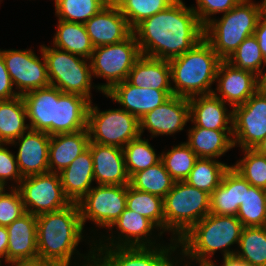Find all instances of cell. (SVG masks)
<instances>
[{
    "label": "cell",
    "mask_w": 266,
    "mask_h": 266,
    "mask_svg": "<svg viewBox=\"0 0 266 266\" xmlns=\"http://www.w3.org/2000/svg\"><path fill=\"white\" fill-rule=\"evenodd\" d=\"M133 33L141 55L169 61L191 50L204 38V26L191 7L176 0L139 23Z\"/></svg>",
    "instance_id": "obj_1"
},
{
    "label": "cell",
    "mask_w": 266,
    "mask_h": 266,
    "mask_svg": "<svg viewBox=\"0 0 266 266\" xmlns=\"http://www.w3.org/2000/svg\"><path fill=\"white\" fill-rule=\"evenodd\" d=\"M82 231L83 225L77 203L56 212L38 215L39 259L49 266H70L75 248L83 237Z\"/></svg>",
    "instance_id": "obj_2"
},
{
    "label": "cell",
    "mask_w": 266,
    "mask_h": 266,
    "mask_svg": "<svg viewBox=\"0 0 266 266\" xmlns=\"http://www.w3.org/2000/svg\"><path fill=\"white\" fill-rule=\"evenodd\" d=\"M243 230L242 223L236 216L209 213L194 224L178 241L184 257L196 260L201 265H209L215 251L222 250L223 258L232 257L235 251L229 246L239 244Z\"/></svg>",
    "instance_id": "obj_3"
},
{
    "label": "cell",
    "mask_w": 266,
    "mask_h": 266,
    "mask_svg": "<svg viewBox=\"0 0 266 266\" xmlns=\"http://www.w3.org/2000/svg\"><path fill=\"white\" fill-rule=\"evenodd\" d=\"M222 59L203 38L191 50L169 60L173 95L191 98L212 94L211 84L216 80Z\"/></svg>",
    "instance_id": "obj_4"
},
{
    "label": "cell",
    "mask_w": 266,
    "mask_h": 266,
    "mask_svg": "<svg viewBox=\"0 0 266 266\" xmlns=\"http://www.w3.org/2000/svg\"><path fill=\"white\" fill-rule=\"evenodd\" d=\"M251 1H240L220 20L210 19L204 26V39L222 60L232 55L247 37L254 35L260 6Z\"/></svg>",
    "instance_id": "obj_5"
},
{
    "label": "cell",
    "mask_w": 266,
    "mask_h": 266,
    "mask_svg": "<svg viewBox=\"0 0 266 266\" xmlns=\"http://www.w3.org/2000/svg\"><path fill=\"white\" fill-rule=\"evenodd\" d=\"M163 203L164 231H172L177 240L210 213V194L185 181H175Z\"/></svg>",
    "instance_id": "obj_6"
},
{
    "label": "cell",
    "mask_w": 266,
    "mask_h": 266,
    "mask_svg": "<svg viewBox=\"0 0 266 266\" xmlns=\"http://www.w3.org/2000/svg\"><path fill=\"white\" fill-rule=\"evenodd\" d=\"M50 84L63 93L78 94L91 102V64H87V58L71 54L67 51L50 48L41 45Z\"/></svg>",
    "instance_id": "obj_7"
},
{
    "label": "cell",
    "mask_w": 266,
    "mask_h": 266,
    "mask_svg": "<svg viewBox=\"0 0 266 266\" xmlns=\"http://www.w3.org/2000/svg\"><path fill=\"white\" fill-rule=\"evenodd\" d=\"M141 56L135 34L121 42L94 48L91 58L92 74L103 77L106 84L95 86L104 94L114 85L127 80L135 61Z\"/></svg>",
    "instance_id": "obj_8"
},
{
    "label": "cell",
    "mask_w": 266,
    "mask_h": 266,
    "mask_svg": "<svg viewBox=\"0 0 266 266\" xmlns=\"http://www.w3.org/2000/svg\"><path fill=\"white\" fill-rule=\"evenodd\" d=\"M90 102L87 129L90 142L123 148L139 137L140 122L124 109L100 111Z\"/></svg>",
    "instance_id": "obj_9"
},
{
    "label": "cell",
    "mask_w": 266,
    "mask_h": 266,
    "mask_svg": "<svg viewBox=\"0 0 266 266\" xmlns=\"http://www.w3.org/2000/svg\"><path fill=\"white\" fill-rule=\"evenodd\" d=\"M17 189L26 212L35 216L56 212L72 204L64 193L58 173L24 177Z\"/></svg>",
    "instance_id": "obj_10"
},
{
    "label": "cell",
    "mask_w": 266,
    "mask_h": 266,
    "mask_svg": "<svg viewBox=\"0 0 266 266\" xmlns=\"http://www.w3.org/2000/svg\"><path fill=\"white\" fill-rule=\"evenodd\" d=\"M232 138L243 149H252L266 137V91L258 89L244 104L232 108Z\"/></svg>",
    "instance_id": "obj_11"
},
{
    "label": "cell",
    "mask_w": 266,
    "mask_h": 266,
    "mask_svg": "<svg viewBox=\"0 0 266 266\" xmlns=\"http://www.w3.org/2000/svg\"><path fill=\"white\" fill-rule=\"evenodd\" d=\"M127 186L98 185L77 203L81 222L87 219L101 227L109 228L126 208Z\"/></svg>",
    "instance_id": "obj_12"
},
{
    "label": "cell",
    "mask_w": 266,
    "mask_h": 266,
    "mask_svg": "<svg viewBox=\"0 0 266 266\" xmlns=\"http://www.w3.org/2000/svg\"><path fill=\"white\" fill-rule=\"evenodd\" d=\"M172 246L109 247L107 244L94 243V258L102 266H170L171 254L179 247L176 237ZM178 244V245H177ZM98 251V254L96 253ZM104 252V253H103ZM105 254V255H104ZM103 255V256H101ZM101 256V257H99ZM103 257V258H102Z\"/></svg>",
    "instance_id": "obj_13"
},
{
    "label": "cell",
    "mask_w": 266,
    "mask_h": 266,
    "mask_svg": "<svg viewBox=\"0 0 266 266\" xmlns=\"http://www.w3.org/2000/svg\"><path fill=\"white\" fill-rule=\"evenodd\" d=\"M1 52L13 85L19 89V95L51 85L43 54L41 62L32 50L12 49Z\"/></svg>",
    "instance_id": "obj_14"
},
{
    "label": "cell",
    "mask_w": 266,
    "mask_h": 266,
    "mask_svg": "<svg viewBox=\"0 0 266 266\" xmlns=\"http://www.w3.org/2000/svg\"><path fill=\"white\" fill-rule=\"evenodd\" d=\"M190 120L189 100L176 95L154 110L146 113L140 120V134L149 130L153 137L157 135H171L184 129Z\"/></svg>",
    "instance_id": "obj_15"
},
{
    "label": "cell",
    "mask_w": 266,
    "mask_h": 266,
    "mask_svg": "<svg viewBox=\"0 0 266 266\" xmlns=\"http://www.w3.org/2000/svg\"><path fill=\"white\" fill-rule=\"evenodd\" d=\"M218 87L216 90L221 93L213 94L223 102H227L233 108L244 104L258 89L259 77L253 72L237 69L226 60H222L216 73Z\"/></svg>",
    "instance_id": "obj_16"
},
{
    "label": "cell",
    "mask_w": 266,
    "mask_h": 266,
    "mask_svg": "<svg viewBox=\"0 0 266 266\" xmlns=\"http://www.w3.org/2000/svg\"><path fill=\"white\" fill-rule=\"evenodd\" d=\"M84 25L94 48L121 42L133 32L112 0Z\"/></svg>",
    "instance_id": "obj_17"
},
{
    "label": "cell",
    "mask_w": 266,
    "mask_h": 266,
    "mask_svg": "<svg viewBox=\"0 0 266 266\" xmlns=\"http://www.w3.org/2000/svg\"><path fill=\"white\" fill-rule=\"evenodd\" d=\"M104 95L120 103L124 107L122 109L140 120L146 113L162 105L173 96V91L139 88L125 80L114 85Z\"/></svg>",
    "instance_id": "obj_18"
},
{
    "label": "cell",
    "mask_w": 266,
    "mask_h": 266,
    "mask_svg": "<svg viewBox=\"0 0 266 266\" xmlns=\"http://www.w3.org/2000/svg\"><path fill=\"white\" fill-rule=\"evenodd\" d=\"M15 143H19L16 161L23 178L49 172L50 135L28 129L26 134H22L10 144Z\"/></svg>",
    "instance_id": "obj_19"
},
{
    "label": "cell",
    "mask_w": 266,
    "mask_h": 266,
    "mask_svg": "<svg viewBox=\"0 0 266 266\" xmlns=\"http://www.w3.org/2000/svg\"><path fill=\"white\" fill-rule=\"evenodd\" d=\"M93 157L94 180L98 185H124L130 181L123 148L89 142Z\"/></svg>",
    "instance_id": "obj_20"
},
{
    "label": "cell",
    "mask_w": 266,
    "mask_h": 266,
    "mask_svg": "<svg viewBox=\"0 0 266 266\" xmlns=\"http://www.w3.org/2000/svg\"><path fill=\"white\" fill-rule=\"evenodd\" d=\"M62 93L58 88L49 85L22 95L30 121L29 129L55 135L56 103Z\"/></svg>",
    "instance_id": "obj_21"
},
{
    "label": "cell",
    "mask_w": 266,
    "mask_h": 266,
    "mask_svg": "<svg viewBox=\"0 0 266 266\" xmlns=\"http://www.w3.org/2000/svg\"><path fill=\"white\" fill-rule=\"evenodd\" d=\"M9 235L6 262L39 259L37 216L26 212L6 227Z\"/></svg>",
    "instance_id": "obj_22"
},
{
    "label": "cell",
    "mask_w": 266,
    "mask_h": 266,
    "mask_svg": "<svg viewBox=\"0 0 266 266\" xmlns=\"http://www.w3.org/2000/svg\"><path fill=\"white\" fill-rule=\"evenodd\" d=\"M196 97L188 98L190 119L196 127L209 130H232L233 113L228 112L225 102L213 93Z\"/></svg>",
    "instance_id": "obj_23"
},
{
    "label": "cell",
    "mask_w": 266,
    "mask_h": 266,
    "mask_svg": "<svg viewBox=\"0 0 266 266\" xmlns=\"http://www.w3.org/2000/svg\"><path fill=\"white\" fill-rule=\"evenodd\" d=\"M251 185L231 166L224 173L220 185L210 195V213L236 216L244 201L245 189Z\"/></svg>",
    "instance_id": "obj_24"
},
{
    "label": "cell",
    "mask_w": 266,
    "mask_h": 266,
    "mask_svg": "<svg viewBox=\"0 0 266 266\" xmlns=\"http://www.w3.org/2000/svg\"><path fill=\"white\" fill-rule=\"evenodd\" d=\"M89 142L87 128L75 133L50 136L49 172L60 173L67 168L88 148Z\"/></svg>",
    "instance_id": "obj_25"
},
{
    "label": "cell",
    "mask_w": 266,
    "mask_h": 266,
    "mask_svg": "<svg viewBox=\"0 0 266 266\" xmlns=\"http://www.w3.org/2000/svg\"><path fill=\"white\" fill-rule=\"evenodd\" d=\"M93 157L87 148L59 174L65 195L72 203H78L90 190L94 181Z\"/></svg>",
    "instance_id": "obj_26"
},
{
    "label": "cell",
    "mask_w": 266,
    "mask_h": 266,
    "mask_svg": "<svg viewBox=\"0 0 266 266\" xmlns=\"http://www.w3.org/2000/svg\"><path fill=\"white\" fill-rule=\"evenodd\" d=\"M90 101L78 94L62 93L55 112V135L75 133L87 128Z\"/></svg>",
    "instance_id": "obj_27"
},
{
    "label": "cell",
    "mask_w": 266,
    "mask_h": 266,
    "mask_svg": "<svg viewBox=\"0 0 266 266\" xmlns=\"http://www.w3.org/2000/svg\"><path fill=\"white\" fill-rule=\"evenodd\" d=\"M113 226H116L117 229L121 232V237H118L117 242L114 240V238L111 237L106 239H110L111 242L108 244L110 247H139L154 246L156 244L155 242H151V240L147 236H151V231L153 230V228H157V226L146 217L132 210L125 208L119 218L109 227V229Z\"/></svg>",
    "instance_id": "obj_28"
},
{
    "label": "cell",
    "mask_w": 266,
    "mask_h": 266,
    "mask_svg": "<svg viewBox=\"0 0 266 266\" xmlns=\"http://www.w3.org/2000/svg\"><path fill=\"white\" fill-rule=\"evenodd\" d=\"M171 68L168 60L141 55L130 70L127 81L137 87L172 90Z\"/></svg>",
    "instance_id": "obj_29"
},
{
    "label": "cell",
    "mask_w": 266,
    "mask_h": 266,
    "mask_svg": "<svg viewBox=\"0 0 266 266\" xmlns=\"http://www.w3.org/2000/svg\"><path fill=\"white\" fill-rule=\"evenodd\" d=\"M188 133L186 143L198 158H218L234 147L232 130H209L194 125Z\"/></svg>",
    "instance_id": "obj_30"
},
{
    "label": "cell",
    "mask_w": 266,
    "mask_h": 266,
    "mask_svg": "<svg viewBox=\"0 0 266 266\" xmlns=\"http://www.w3.org/2000/svg\"><path fill=\"white\" fill-rule=\"evenodd\" d=\"M26 106L21 95L0 101V143L10 144L22 134L26 133L29 125Z\"/></svg>",
    "instance_id": "obj_31"
},
{
    "label": "cell",
    "mask_w": 266,
    "mask_h": 266,
    "mask_svg": "<svg viewBox=\"0 0 266 266\" xmlns=\"http://www.w3.org/2000/svg\"><path fill=\"white\" fill-rule=\"evenodd\" d=\"M53 44L57 49L87 59L91 58L94 50L84 24L62 20L58 21L57 32L54 35Z\"/></svg>",
    "instance_id": "obj_32"
},
{
    "label": "cell",
    "mask_w": 266,
    "mask_h": 266,
    "mask_svg": "<svg viewBox=\"0 0 266 266\" xmlns=\"http://www.w3.org/2000/svg\"><path fill=\"white\" fill-rule=\"evenodd\" d=\"M175 180L162 161L147 169L138 171L130 177L129 185L136 190L148 192L164 199L171 191Z\"/></svg>",
    "instance_id": "obj_33"
},
{
    "label": "cell",
    "mask_w": 266,
    "mask_h": 266,
    "mask_svg": "<svg viewBox=\"0 0 266 266\" xmlns=\"http://www.w3.org/2000/svg\"><path fill=\"white\" fill-rule=\"evenodd\" d=\"M240 251L235 257L249 266H266V226L243 227L239 239Z\"/></svg>",
    "instance_id": "obj_34"
},
{
    "label": "cell",
    "mask_w": 266,
    "mask_h": 266,
    "mask_svg": "<svg viewBox=\"0 0 266 266\" xmlns=\"http://www.w3.org/2000/svg\"><path fill=\"white\" fill-rule=\"evenodd\" d=\"M229 167L213 158H198L184 181L211 195L220 185L222 177Z\"/></svg>",
    "instance_id": "obj_35"
},
{
    "label": "cell",
    "mask_w": 266,
    "mask_h": 266,
    "mask_svg": "<svg viewBox=\"0 0 266 266\" xmlns=\"http://www.w3.org/2000/svg\"><path fill=\"white\" fill-rule=\"evenodd\" d=\"M126 208L146 217L164 231L163 198L136 190L128 184Z\"/></svg>",
    "instance_id": "obj_36"
},
{
    "label": "cell",
    "mask_w": 266,
    "mask_h": 266,
    "mask_svg": "<svg viewBox=\"0 0 266 266\" xmlns=\"http://www.w3.org/2000/svg\"><path fill=\"white\" fill-rule=\"evenodd\" d=\"M243 227L266 226V191L250 186L236 215Z\"/></svg>",
    "instance_id": "obj_37"
},
{
    "label": "cell",
    "mask_w": 266,
    "mask_h": 266,
    "mask_svg": "<svg viewBox=\"0 0 266 266\" xmlns=\"http://www.w3.org/2000/svg\"><path fill=\"white\" fill-rule=\"evenodd\" d=\"M111 0H55L59 20L84 24ZM78 19V20H77ZM81 19V21H79Z\"/></svg>",
    "instance_id": "obj_38"
},
{
    "label": "cell",
    "mask_w": 266,
    "mask_h": 266,
    "mask_svg": "<svg viewBox=\"0 0 266 266\" xmlns=\"http://www.w3.org/2000/svg\"><path fill=\"white\" fill-rule=\"evenodd\" d=\"M133 30L143 20L165 10L176 0H112Z\"/></svg>",
    "instance_id": "obj_39"
},
{
    "label": "cell",
    "mask_w": 266,
    "mask_h": 266,
    "mask_svg": "<svg viewBox=\"0 0 266 266\" xmlns=\"http://www.w3.org/2000/svg\"><path fill=\"white\" fill-rule=\"evenodd\" d=\"M123 151L129 177L161 161V155H156L148 140L142 139L141 135L126 144Z\"/></svg>",
    "instance_id": "obj_40"
},
{
    "label": "cell",
    "mask_w": 266,
    "mask_h": 266,
    "mask_svg": "<svg viewBox=\"0 0 266 266\" xmlns=\"http://www.w3.org/2000/svg\"><path fill=\"white\" fill-rule=\"evenodd\" d=\"M197 159V155L185 142L161 154V161L165 169L175 181H184L193 169Z\"/></svg>",
    "instance_id": "obj_41"
},
{
    "label": "cell",
    "mask_w": 266,
    "mask_h": 266,
    "mask_svg": "<svg viewBox=\"0 0 266 266\" xmlns=\"http://www.w3.org/2000/svg\"><path fill=\"white\" fill-rule=\"evenodd\" d=\"M226 61L237 69L253 72L258 77L263 74L260 67L266 63L254 35L247 37Z\"/></svg>",
    "instance_id": "obj_42"
},
{
    "label": "cell",
    "mask_w": 266,
    "mask_h": 266,
    "mask_svg": "<svg viewBox=\"0 0 266 266\" xmlns=\"http://www.w3.org/2000/svg\"><path fill=\"white\" fill-rule=\"evenodd\" d=\"M244 157L231 167L250 185L266 190V157L253 149H243Z\"/></svg>",
    "instance_id": "obj_43"
},
{
    "label": "cell",
    "mask_w": 266,
    "mask_h": 266,
    "mask_svg": "<svg viewBox=\"0 0 266 266\" xmlns=\"http://www.w3.org/2000/svg\"><path fill=\"white\" fill-rule=\"evenodd\" d=\"M25 213L24 203L16 187L11 189V193L4 191L0 195V226H9Z\"/></svg>",
    "instance_id": "obj_44"
},
{
    "label": "cell",
    "mask_w": 266,
    "mask_h": 266,
    "mask_svg": "<svg viewBox=\"0 0 266 266\" xmlns=\"http://www.w3.org/2000/svg\"><path fill=\"white\" fill-rule=\"evenodd\" d=\"M242 0H196L197 8L192 7L200 23L205 26L210 21V16L228 12Z\"/></svg>",
    "instance_id": "obj_45"
},
{
    "label": "cell",
    "mask_w": 266,
    "mask_h": 266,
    "mask_svg": "<svg viewBox=\"0 0 266 266\" xmlns=\"http://www.w3.org/2000/svg\"><path fill=\"white\" fill-rule=\"evenodd\" d=\"M3 145L5 143H0V182L6 185V179L12 178L11 180L19 185L23 177L19 171L16 156L7 148H4Z\"/></svg>",
    "instance_id": "obj_46"
},
{
    "label": "cell",
    "mask_w": 266,
    "mask_h": 266,
    "mask_svg": "<svg viewBox=\"0 0 266 266\" xmlns=\"http://www.w3.org/2000/svg\"><path fill=\"white\" fill-rule=\"evenodd\" d=\"M13 86V82L6 69V64L0 50V101L19 96L18 92L13 90Z\"/></svg>",
    "instance_id": "obj_47"
},
{
    "label": "cell",
    "mask_w": 266,
    "mask_h": 266,
    "mask_svg": "<svg viewBox=\"0 0 266 266\" xmlns=\"http://www.w3.org/2000/svg\"><path fill=\"white\" fill-rule=\"evenodd\" d=\"M254 36L257 38L260 50L266 62V19L259 17Z\"/></svg>",
    "instance_id": "obj_48"
},
{
    "label": "cell",
    "mask_w": 266,
    "mask_h": 266,
    "mask_svg": "<svg viewBox=\"0 0 266 266\" xmlns=\"http://www.w3.org/2000/svg\"><path fill=\"white\" fill-rule=\"evenodd\" d=\"M8 239L9 235L7 228L4 226H0V263H1V258H5L6 262Z\"/></svg>",
    "instance_id": "obj_49"
},
{
    "label": "cell",
    "mask_w": 266,
    "mask_h": 266,
    "mask_svg": "<svg viewBox=\"0 0 266 266\" xmlns=\"http://www.w3.org/2000/svg\"><path fill=\"white\" fill-rule=\"evenodd\" d=\"M9 263L12 264V266H49L47 263L41 261L40 259L12 261L8 262V264Z\"/></svg>",
    "instance_id": "obj_50"
},
{
    "label": "cell",
    "mask_w": 266,
    "mask_h": 266,
    "mask_svg": "<svg viewBox=\"0 0 266 266\" xmlns=\"http://www.w3.org/2000/svg\"><path fill=\"white\" fill-rule=\"evenodd\" d=\"M214 262H210L208 266H215ZM222 266H249L244 263L242 260L236 258L235 256L224 258Z\"/></svg>",
    "instance_id": "obj_51"
},
{
    "label": "cell",
    "mask_w": 266,
    "mask_h": 266,
    "mask_svg": "<svg viewBox=\"0 0 266 266\" xmlns=\"http://www.w3.org/2000/svg\"><path fill=\"white\" fill-rule=\"evenodd\" d=\"M259 155L266 157V137L261 140L255 147L252 148Z\"/></svg>",
    "instance_id": "obj_52"
},
{
    "label": "cell",
    "mask_w": 266,
    "mask_h": 266,
    "mask_svg": "<svg viewBox=\"0 0 266 266\" xmlns=\"http://www.w3.org/2000/svg\"><path fill=\"white\" fill-rule=\"evenodd\" d=\"M94 247L91 248L92 251L89 252V255L87 256V263L85 262V264L83 266H102L95 258H94Z\"/></svg>",
    "instance_id": "obj_53"
},
{
    "label": "cell",
    "mask_w": 266,
    "mask_h": 266,
    "mask_svg": "<svg viewBox=\"0 0 266 266\" xmlns=\"http://www.w3.org/2000/svg\"><path fill=\"white\" fill-rule=\"evenodd\" d=\"M259 88L266 91V72L259 77Z\"/></svg>",
    "instance_id": "obj_54"
},
{
    "label": "cell",
    "mask_w": 266,
    "mask_h": 266,
    "mask_svg": "<svg viewBox=\"0 0 266 266\" xmlns=\"http://www.w3.org/2000/svg\"><path fill=\"white\" fill-rule=\"evenodd\" d=\"M260 6V17L266 19V0L262 1Z\"/></svg>",
    "instance_id": "obj_55"
},
{
    "label": "cell",
    "mask_w": 266,
    "mask_h": 266,
    "mask_svg": "<svg viewBox=\"0 0 266 266\" xmlns=\"http://www.w3.org/2000/svg\"><path fill=\"white\" fill-rule=\"evenodd\" d=\"M4 186L5 185L2 182H0V195L5 191V187Z\"/></svg>",
    "instance_id": "obj_56"
},
{
    "label": "cell",
    "mask_w": 266,
    "mask_h": 266,
    "mask_svg": "<svg viewBox=\"0 0 266 266\" xmlns=\"http://www.w3.org/2000/svg\"><path fill=\"white\" fill-rule=\"evenodd\" d=\"M177 263H178L177 261H176V263L173 262L170 266H175ZM184 266H188V264H185Z\"/></svg>",
    "instance_id": "obj_57"
}]
</instances>
